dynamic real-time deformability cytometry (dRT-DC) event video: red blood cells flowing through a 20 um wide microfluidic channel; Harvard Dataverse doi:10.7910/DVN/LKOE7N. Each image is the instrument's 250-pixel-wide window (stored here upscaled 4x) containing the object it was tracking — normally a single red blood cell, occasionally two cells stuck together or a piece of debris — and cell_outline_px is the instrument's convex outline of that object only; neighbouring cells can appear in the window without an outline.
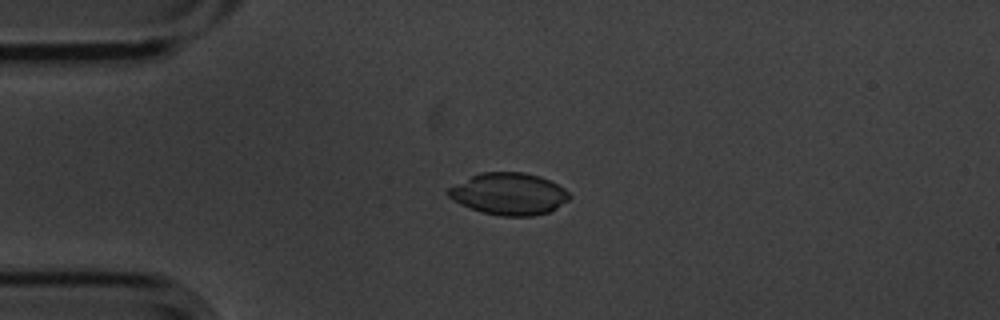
{"species": "common noctule bat (a hibernating species)", "species_latin": "Nyctalus noctula", "temperature_condition": "cold", "stored_images_in_passage": 9, "camera_frame_rate_fps": 3000, "um_per_image_px": 0.085, "animal": {"sex": "male", "body_mass_g": 20.1, "forearm_length_mm": 53.5}, "frame": {"image": 1, "passage_image": 3, "time_ms": 0.667, "image_size_px": [1000, 320], "cell_outline_px": [[572, 196], [568, 200], [556, 208], [548, 212], [532, 216], [500, 216], [484, 212], [460, 204], [452, 200], [444, 192], [448, 188], [480, 172], [524, 172], [540, 176], [564, 188]], "centroid_in_image_um": [43.25, 16.48], "position_along_channel_um": 41.8, "area_um2": 29.48}}
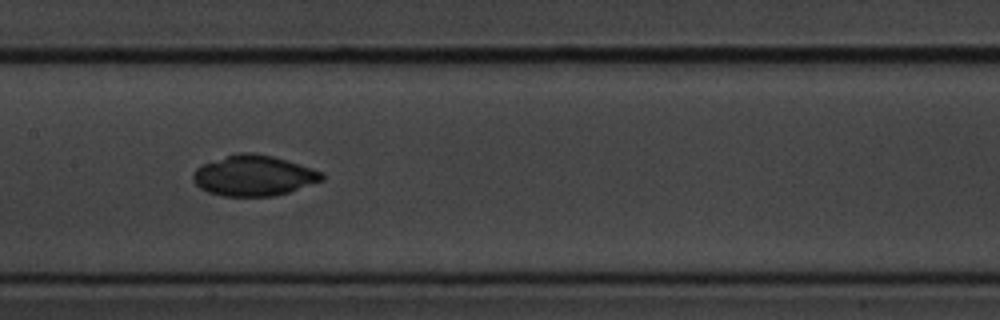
{"frame": {"image": 2, "passage_image": 7, "time_ms": 2.0, "image_size_px": [1000, 320], "cell_outline_px": [[324, 180], [288, 192], [272, 196], [220, 196], [208, 192], [200, 188], [192, 180], [192, 176], [196, 168], [204, 164], [236, 152], [252, 152], [272, 156], [312, 168], [324, 172]], "centroid_in_image_um": [21.56, 14.93], "position_along_channel_um": 185.8, "area_um2": 30.4}}
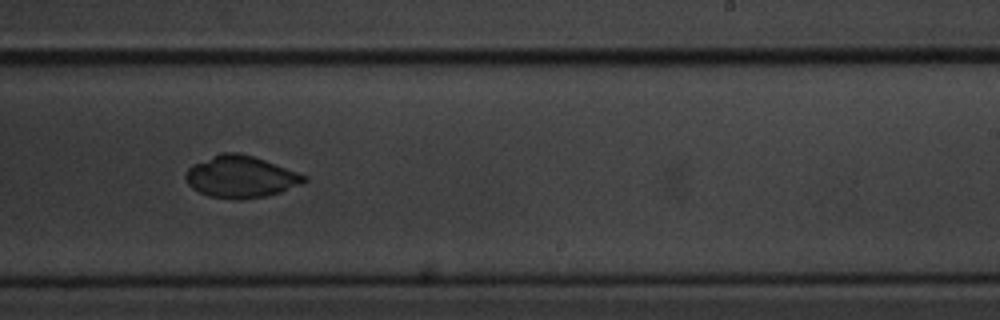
{"frame": {"image": 3, "passage_image": 9, "time_ms": 2.667, "image_size_px": [1000, 320], "cell_outline_px": [[308, 180], [280, 192], [264, 196], [240, 200], [236, 200], [208, 196], [192, 188], [188, 184], [184, 176], [188, 168], [192, 164], [220, 152], [240, 152], [264, 160], [308, 176]], "centroid_in_image_um": [20.41, 15.02], "position_along_channel_um": 268.6, "area_um2": 28.84}}